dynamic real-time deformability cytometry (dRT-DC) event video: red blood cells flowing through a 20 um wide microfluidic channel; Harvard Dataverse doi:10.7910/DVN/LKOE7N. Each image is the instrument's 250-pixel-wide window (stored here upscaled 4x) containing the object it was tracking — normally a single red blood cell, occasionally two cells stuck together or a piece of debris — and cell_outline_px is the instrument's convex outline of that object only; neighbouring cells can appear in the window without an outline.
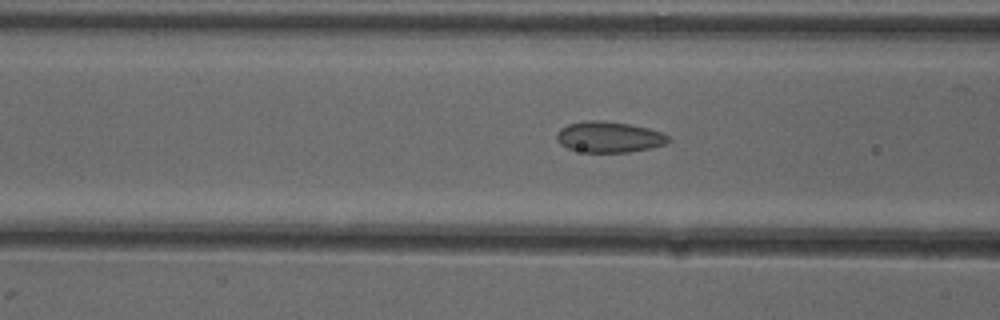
{"species": "common noctule bat (a hibernating species)", "species_latin": "Nyctalus noctula", "temperature_condition": "cold", "stored_images_in_passage": 30, "camera_frame_rate_fps": 3000, "um_per_image_px": 0.085, "animal": {"sex": "female"}, "frame": {"image": 1, "passage_image": 4, "time_ms": 1.0, "image_size_px": [1000, 320], "cell_outline_px": [[672, 140], [664, 144], [652, 148], [628, 152], [584, 152], [568, 148], [560, 144], [556, 140], [556, 136], [560, 128], [568, 124], [588, 120], [604, 120], [628, 124], [648, 128], [664, 132]], "centroid_in_image_um": [51.78, 11.64], "position_along_channel_um": 114.8, "area_um2": 20.23}}
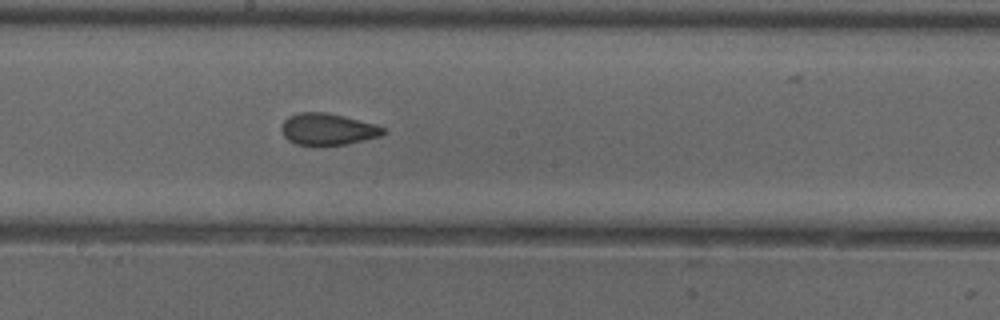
{"frame": {"image": 2, "passage_image": 12, "time_ms": 3.667, "image_size_px": [1000, 320], "cell_outline_px": [[388, 132], [380, 136], [344, 144], [296, 144], [288, 140], [284, 136], [280, 128], [284, 120], [288, 116], [300, 112], [324, 112], [344, 116], [376, 124], [384, 128]], "centroid_in_image_um": [27.85, 10.96], "position_along_channel_um": 220.3, "area_um2": 18.55}}
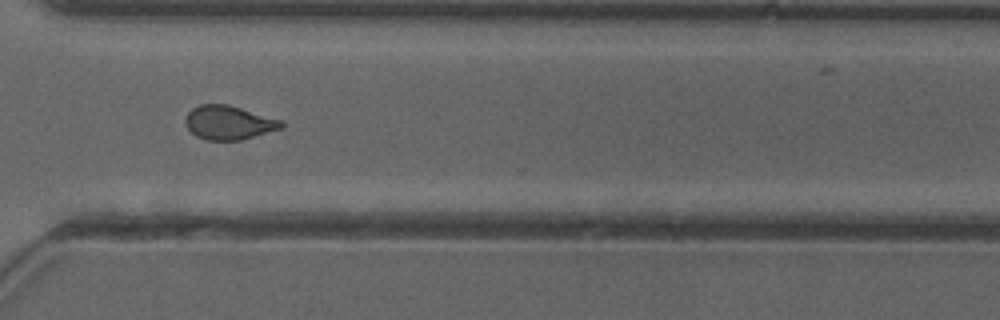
{"frame": {"image": 3, "passage_image": 22, "time_ms": 7.0, "image_size_px": [1000, 320], "cell_outline_px": [[284, 128], [240, 140], [204, 140], [196, 136], [184, 124], [184, 116], [192, 108], [200, 104], [228, 104], [284, 120]], "centroid_in_image_um": [19.45, 10.41], "position_along_channel_um": 351.1, "area_um2": 19.31}}